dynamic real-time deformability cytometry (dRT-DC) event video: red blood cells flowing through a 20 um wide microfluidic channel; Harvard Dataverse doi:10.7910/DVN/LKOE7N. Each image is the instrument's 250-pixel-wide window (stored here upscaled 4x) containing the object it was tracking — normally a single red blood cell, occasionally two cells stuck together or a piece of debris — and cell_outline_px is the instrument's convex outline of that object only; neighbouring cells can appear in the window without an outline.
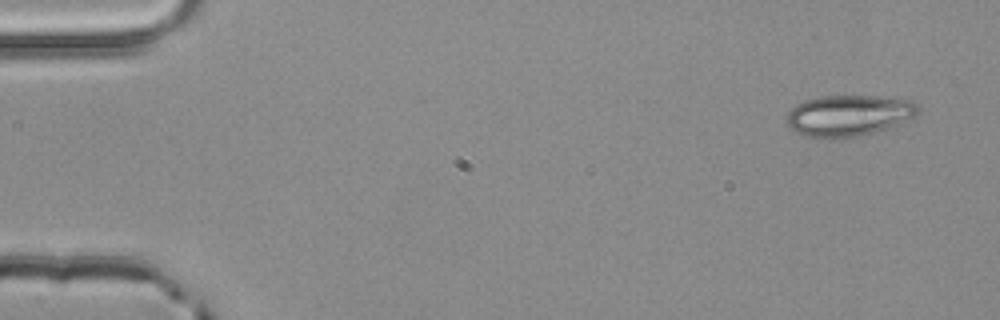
{"species": "common noctule bat (a hibernating species)", "species_latin": "Nyctalus noctula", "temperature_condition": "room temperature", "stored_images_in_passage": 4, "camera_frame_rate_fps": 3000, "um_per_image_px": 0.085, "animal": {"sex": "male", "body_mass_g": 20.4}, "frame": {"image": 1, "passage_image": 1, "time_ms": 0.0, "image_size_px": [1000, 320], "cell_outline_px": [[920, 112], [916, 116], [888, 128], [856, 136], [836, 140], [804, 136], [788, 128], [784, 120], [788, 112], [796, 104], [804, 100], [820, 96], [876, 96], [912, 100], [920, 108]], "centroid_in_image_um": [72.09, 9.83], "position_along_channel_um": 12.9, "area_um2": 32.02}}